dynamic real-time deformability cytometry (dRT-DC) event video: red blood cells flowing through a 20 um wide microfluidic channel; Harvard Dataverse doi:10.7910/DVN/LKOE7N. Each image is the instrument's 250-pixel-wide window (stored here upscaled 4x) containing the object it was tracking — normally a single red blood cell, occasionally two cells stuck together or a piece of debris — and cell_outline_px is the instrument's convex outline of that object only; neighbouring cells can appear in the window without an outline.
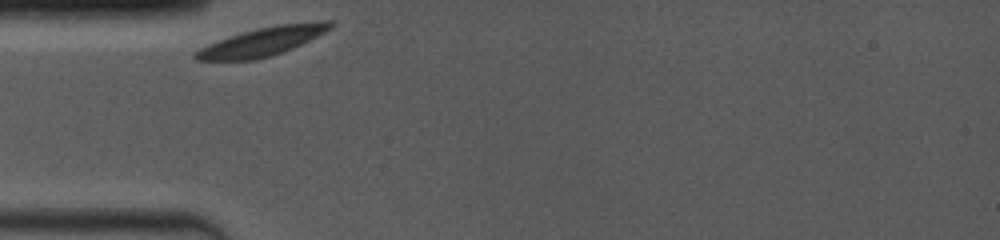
{"species": "common noctule bat (a hibernating species)", "species_latin": "Nyctalus noctula", "temperature_condition": "room temperature", "stored_images_in_passage": 5, "camera_frame_rate_fps": 4000, "um_per_image_px": 0.085, "animal": {"sex": "female", "body_mass_g": 19.0, "forearm_length_mm": 53.3}, "frame": {"image": 1, "passage_image": 1, "time_ms": 0.0, "image_size_px": [1000, 240], "cell_outline_px": [[332, 28], [284, 52], [272, 56], [252, 60], [196, 60], [192, 56], [192, 52], [208, 44], [256, 28], [276, 24], [320, 20], [332, 20]], "centroid_in_image_um": [22.31, 3.52], "position_along_channel_um": 62.7, "area_um2": 22.37}}
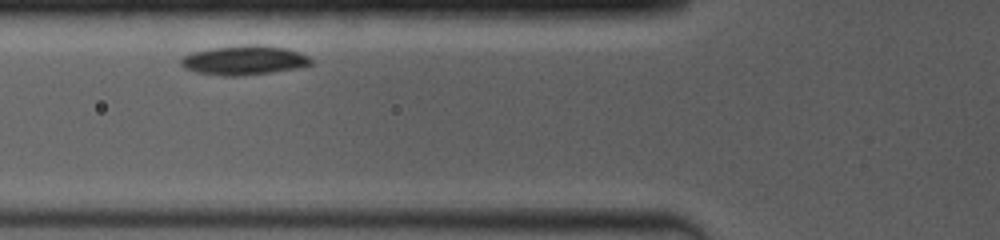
{"frame": {"image": 2, "passage_image": 3, "time_ms": 1.25, "image_size_px": [1000, 240], "cell_outline_px": [[312, 64], [296, 68], [272, 72], [240, 76], [224, 76], [196, 72], [184, 68], [180, 64], [180, 60], [184, 56], [196, 52], [216, 48], [248, 44], [256, 44], [288, 48], [300, 52], [308, 56], [312, 60]], "centroid_in_image_um": [20.79, 5.12], "position_along_channel_um": 105.0, "area_um2": 22.08}}
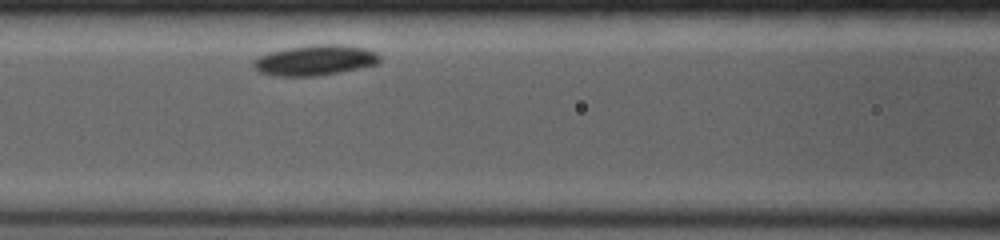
{"frame": {"image": 3, "passage_image": 5, "time_ms": 2.25, "image_size_px": [1000, 240], "cell_outline_px": [[380, 60], [376, 64], [360, 68], [320, 76], [276, 76], [260, 72], [252, 64], [252, 60], [260, 56], [272, 52], [288, 48], [316, 44], [344, 44], [364, 48], [376, 52], [380, 56]], "centroid_in_image_um": [26.81, 5.12], "position_along_channel_um": 139.8, "area_um2": 22.31}}